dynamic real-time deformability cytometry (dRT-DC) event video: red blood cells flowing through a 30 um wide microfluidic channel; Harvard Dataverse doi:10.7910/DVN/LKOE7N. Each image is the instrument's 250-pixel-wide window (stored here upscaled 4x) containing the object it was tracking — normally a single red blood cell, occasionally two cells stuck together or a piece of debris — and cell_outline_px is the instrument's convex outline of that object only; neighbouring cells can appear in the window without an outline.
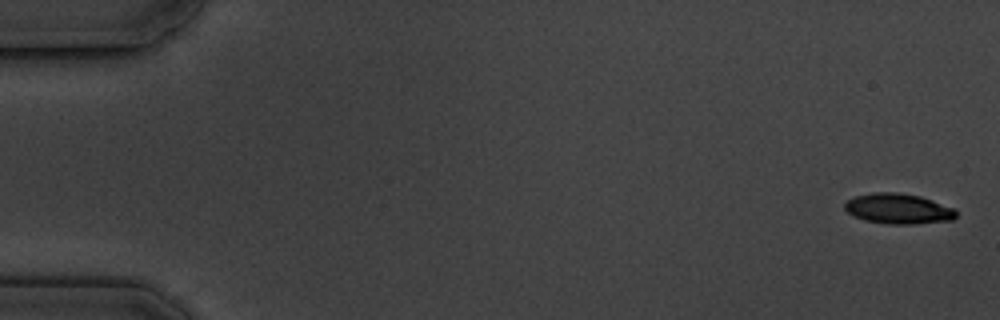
{"species": "common noctule bat (a hibernating species)", "species_latin": "Nyctalus noctula", "temperature_condition": "cold", "stored_images_in_passage": 6, "segment_of_instrument_passage": [1, 2], "camera_frame_rate_fps": 3000, "um_per_image_px": 0.085, "animal": {"sex": "male", "body_mass_g": 19.5, "forearm_length_mm": 54.6}, "frame": {"image": 1, "passage_image": 1, "time_ms": 0.0, "image_size_px": [1000, 320], "cell_outline_px": [[956, 216], [952, 220], [916, 224], [888, 224], [864, 220], [848, 212], [844, 208], [844, 204], [848, 200], [856, 196], [872, 192], [896, 192], [920, 196], [956, 208]], "centroid_in_image_um": [76.38, 17.74], "position_along_channel_um": 8.6, "area_um2": 19.71}}
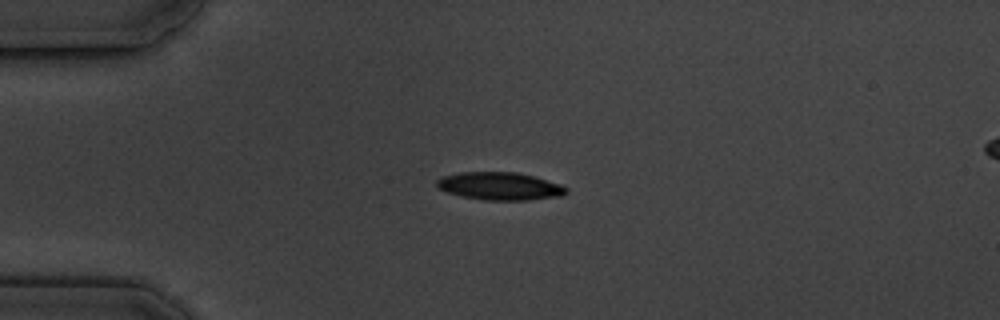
{"frame": {"image": 2, "passage_image": 4, "time_ms": 4.333, "image_size_px": [1000, 320], "cell_outline_px": [[568, 192], [564, 196], [528, 200], [484, 200], [460, 196], [436, 188], [436, 180], [444, 176], [460, 172], [516, 172], [532, 176], [560, 184], [568, 188]], "centroid_in_image_um": [42.49, 15.83], "position_along_channel_um": 42.5, "area_um2": 21.04}}